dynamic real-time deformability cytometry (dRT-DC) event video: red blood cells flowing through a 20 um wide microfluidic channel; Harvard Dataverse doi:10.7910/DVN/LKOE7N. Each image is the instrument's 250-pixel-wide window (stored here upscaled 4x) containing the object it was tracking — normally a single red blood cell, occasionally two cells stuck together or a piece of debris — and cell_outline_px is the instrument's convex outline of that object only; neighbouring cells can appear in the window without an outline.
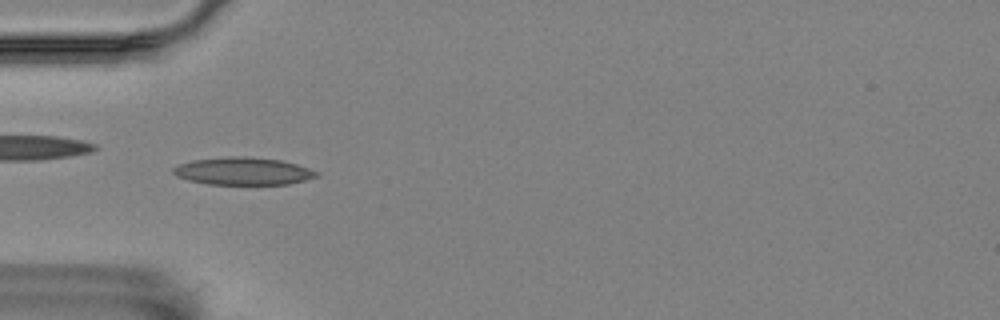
{"species": "Egyptian fruit bat (a non-hibernating species)", "species_latin": "Rousettus aegyptiacus", "temperature_condition": "room temperature", "stored_images_in_passage": 22, "camera_frame_rate_fps": 3000, "um_per_image_px": 0.085, "animal": {"sex": "female"}, "frame": {"image": 1, "passage_image": 18, "time_ms": 5.667, "image_size_px": [1000, 320], "cell_outline_px": [[320, 176], [288, 184], [208, 184], [188, 180], [176, 176], [172, 172], [172, 168], [180, 164], [192, 160], [232, 156], [240, 156], [280, 160], [296, 164], [320, 172]], "centroid_in_image_um": [20.66, 14.55], "position_along_channel_um": 64.3, "area_um2": 22.89}}